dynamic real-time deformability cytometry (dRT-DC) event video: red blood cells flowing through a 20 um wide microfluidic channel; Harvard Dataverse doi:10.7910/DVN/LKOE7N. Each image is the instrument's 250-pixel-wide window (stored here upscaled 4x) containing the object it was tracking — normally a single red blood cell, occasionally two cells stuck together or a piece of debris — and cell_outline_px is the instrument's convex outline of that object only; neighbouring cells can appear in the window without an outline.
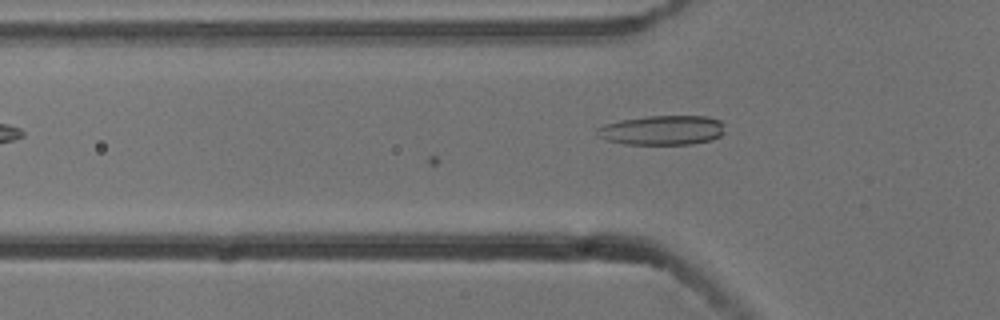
{"species": "common noctule bat (a hibernating species)", "species_latin": "Nyctalus noctula", "temperature_condition": "cold", "stored_images_in_passage": 7, "camera_frame_rate_fps": 3000, "um_per_image_px": 0.085, "animal": {"sex": "male", "body_mass_g": 13.3}, "frame": {"image": 1, "passage_image": 7, "time_ms": 2.0, "image_size_px": [1000, 320], "cell_outline_px": [[724, 132], [720, 136], [712, 140], [692, 144], [624, 144], [608, 140], [600, 136], [596, 132], [596, 128], [604, 124], [620, 120], [648, 116], [708, 116], [720, 120], [724, 124]], "centroid_in_image_um": [56.32, 11.06], "position_along_channel_um": 69.5, "area_um2": 22.08}}